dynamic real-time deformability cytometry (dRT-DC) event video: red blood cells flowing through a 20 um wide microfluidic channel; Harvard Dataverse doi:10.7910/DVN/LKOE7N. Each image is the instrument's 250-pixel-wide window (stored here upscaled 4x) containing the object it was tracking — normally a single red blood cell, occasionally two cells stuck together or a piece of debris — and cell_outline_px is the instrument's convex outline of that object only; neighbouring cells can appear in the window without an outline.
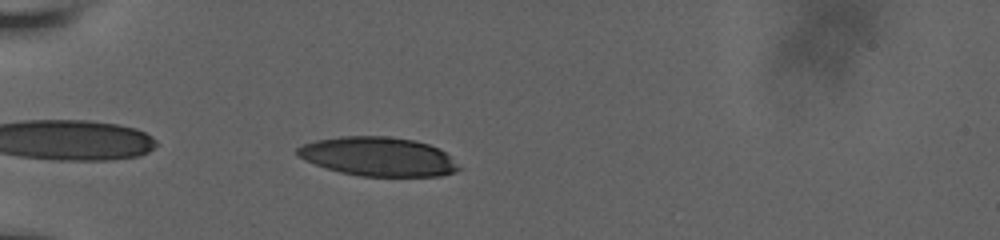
{"species": "human", "species_latin": "Homo sapiens", "temperature_condition": "room temperature", "stored_images_in_passage": 18, "camera_frame_rate_fps": 3000, "um_per_image_px": 0.085, "donor": {"sex": "male"}, "frame": {"image": 1, "passage_image": 2, "time_ms": 0.667, "image_size_px": [1000, 240], "cell_outline_px": [[460, 168], [456, 172], [440, 176], [360, 176], [340, 172], [304, 160], [296, 152], [296, 148], [304, 144], [316, 140], [340, 136], [388, 136], [412, 140], [428, 144], [444, 152]], "centroid_in_image_um": [32.12, 13.31], "position_along_channel_um": 52.9, "area_um2": 36.3}}
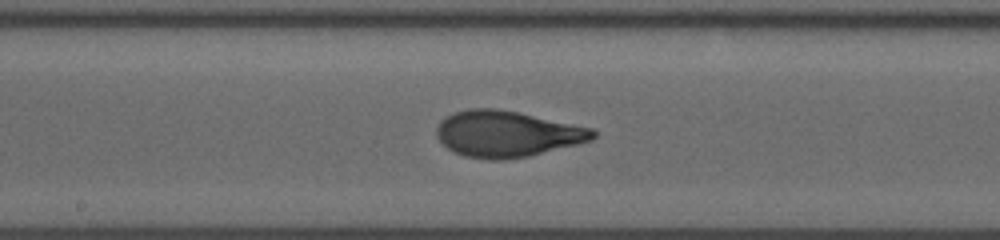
{"frame": {"image": 2, "passage_image": 11, "time_ms": 5.333, "image_size_px": [1000, 240], "cell_outline_px": [[596, 136], [592, 140], [528, 156], [500, 160], [492, 160], [464, 156], [452, 152], [436, 136], [436, 128], [440, 120], [452, 112], [468, 108], [496, 108], [520, 112], [592, 128], [596, 132]], "centroid_in_image_um": [43.05, 11.36], "position_along_channel_um": 205.1, "area_um2": 42.14}}
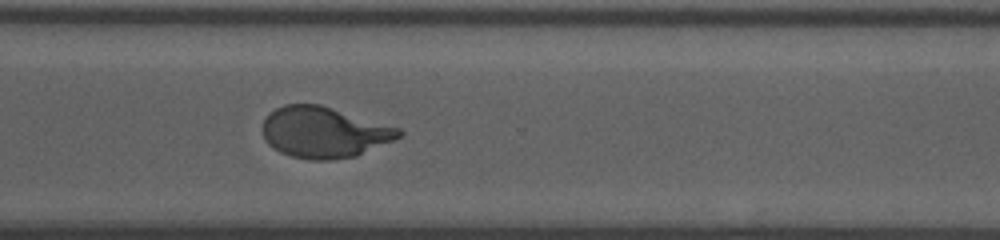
{"frame": {"image": 3, "passage_image": 18, "time_ms": 9.0, "image_size_px": [1000, 240], "cell_outline_px": [[404, 136], [356, 156], [332, 160], [308, 160], [292, 156], [280, 152], [268, 144], [260, 128], [268, 112], [284, 104], [320, 104], [400, 128], [404, 132]], "centroid_in_image_um": [27.54, 11.24], "position_along_channel_um": 343.1, "area_um2": 40.81}}